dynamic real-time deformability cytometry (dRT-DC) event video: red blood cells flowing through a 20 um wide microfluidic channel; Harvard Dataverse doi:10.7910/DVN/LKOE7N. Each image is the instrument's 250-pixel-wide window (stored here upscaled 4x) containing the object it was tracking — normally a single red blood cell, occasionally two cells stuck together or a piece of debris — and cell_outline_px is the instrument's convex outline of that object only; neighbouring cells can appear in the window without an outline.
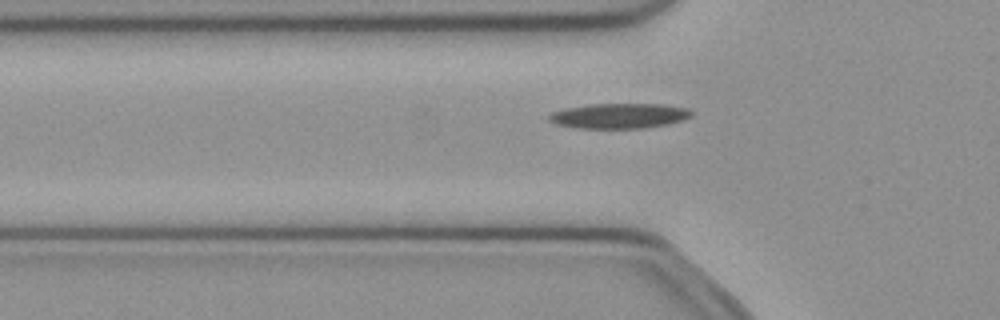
{"species": "common noctule bat (a hibernating species)", "species_latin": "Nyctalus noctula", "temperature_condition": "cold", "stored_images_in_passage": 36, "camera_frame_rate_fps": 3000, "um_per_image_px": 0.085, "animal": {"sex": "female", "body_mass_g": 21.9}, "frame": {"image": 1, "passage_image": 2, "time_ms": 0.333, "image_size_px": [1000, 320], "cell_outline_px": [[692, 116], [684, 120], [668, 124], [644, 128], [576, 128], [556, 124], [548, 120], [548, 116], [552, 112], [564, 108], [588, 104], [664, 104], [688, 108], [692, 112]], "centroid_in_image_um": [52.64, 9.84], "position_along_channel_um": 73.2, "area_um2": 21.04}}
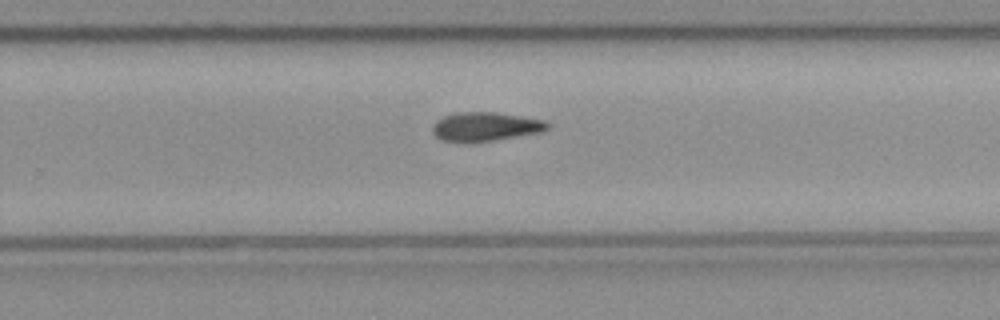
{"frame": {"image": 2, "passage_image": 18, "time_ms": 5.667, "image_size_px": [1000, 320], "cell_outline_px": [[548, 128], [544, 132], [492, 140], [464, 144], [460, 144], [440, 140], [432, 132], [432, 128], [436, 120], [444, 116], [460, 112], [496, 112], [544, 120], [548, 124]], "centroid_in_image_um": [41.21, 10.79], "position_along_channel_um": 288.6, "area_um2": 19.65}}
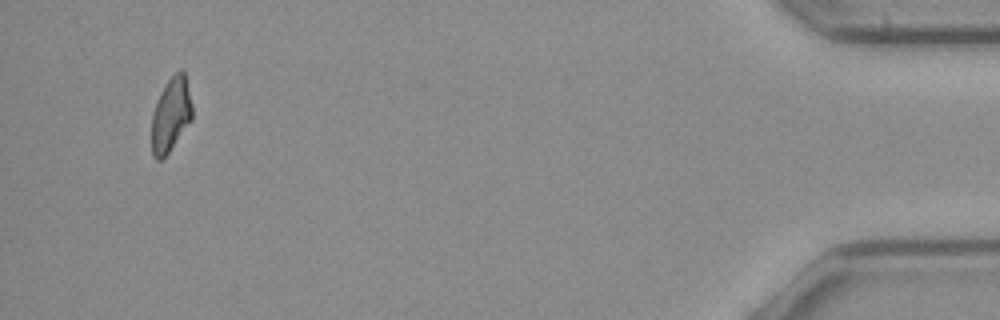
{"frame": {"image": 3, "passage_image": 34, "time_ms": 11.0, "image_size_px": [1000, 320], "cell_outline_px": [[192, 120], [168, 152], [160, 160], [156, 160], [152, 152], [152, 112], [156, 100], [160, 92], [168, 80], [180, 68], [184, 68], [192, 104]], "centroid_in_image_um": [14.53, 9.7], "position_along_channel_um": 420.7, "area_um2": 17.57}, "authors_computed_cell_mechanics": {"area_um2": 19.3341, "velocity_mm_per_s": 4.0121, "shape_relaxation_time_tau1_ms": 9.9341, "shape_relaxation_time_tau2_ms": null, "deformation_change_tau1": 0.2003, "deformation_change_tau2": null}}